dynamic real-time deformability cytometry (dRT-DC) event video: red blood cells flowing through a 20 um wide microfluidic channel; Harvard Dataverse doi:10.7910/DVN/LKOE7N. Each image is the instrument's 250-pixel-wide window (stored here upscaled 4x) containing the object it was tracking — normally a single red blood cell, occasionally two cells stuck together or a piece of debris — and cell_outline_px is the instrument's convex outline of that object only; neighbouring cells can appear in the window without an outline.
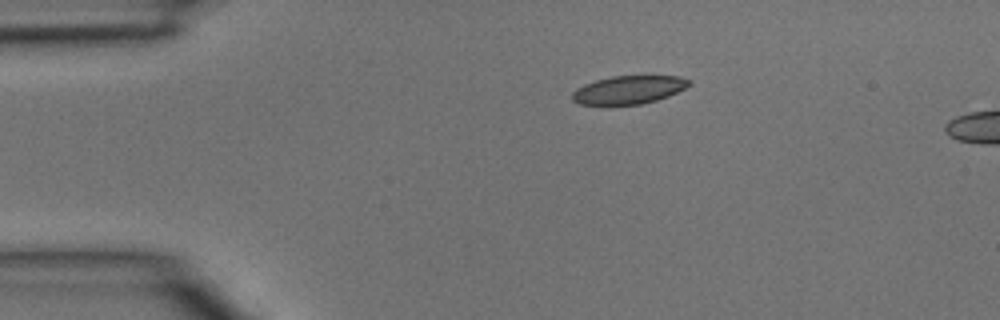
{"species": "common noctule bat (a hibernating species)", "species_latin": "Nyctalus noctula", "temperature_condition": "room temperature", "stored_images_in_passage": 3, "camera_frame_rate_fps": 3000, "um_per_image_px": 0.085, "animal": {"sex": "male", "body_mass_g": 15.6}, "frame": {"image": 1, "passage_image": 1, "time_ms": 0.0, "image_size_px": [1000, 320], "cell_outline_px": [[692, 84], [668, 96], [656, 100], [640, 104], [608, 108], [604, 108], [580, 104], [572, 100], [572, 92], [576, 88], [584, 84], [596, 80], [612, 76], [680, 76], [692, 80]], "centroid_in_image_um": [53.37, 7.68], "position_along_channel_um": 31.6, "area_um2": 20.0}}